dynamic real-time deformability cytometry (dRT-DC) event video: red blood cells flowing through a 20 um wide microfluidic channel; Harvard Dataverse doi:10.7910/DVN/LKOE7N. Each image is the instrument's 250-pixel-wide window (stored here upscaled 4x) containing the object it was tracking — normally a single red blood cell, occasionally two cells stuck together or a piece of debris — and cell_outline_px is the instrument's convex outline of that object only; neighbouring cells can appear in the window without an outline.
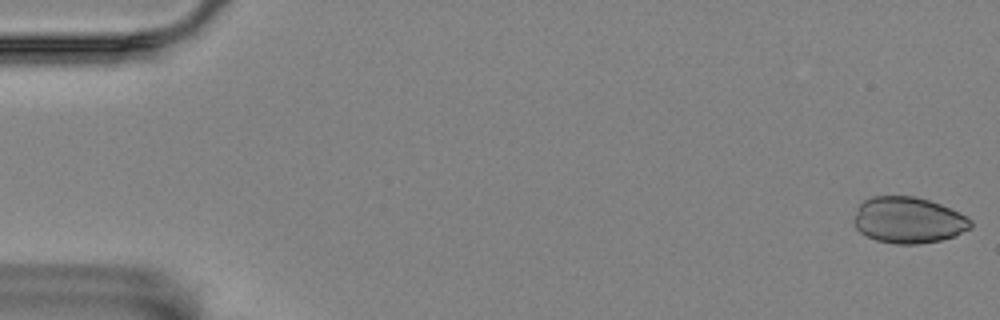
{"species": "Egyptian fruit bat (a non-hibernating species)", "species_latin": "Rousettus aegyptiacus", "temperature_condition": "room temperature", "stored_images_in_passage": 57, "camera_frame_rate_fps": 3000, "um_per_image_px": 0.085, "animal": {"sex": "female"}, "frame": {"image": 1, "passage_image": 1, "time_ms": 0.0, "image_size_px": [1000, 320], "cell_outline_px": [[972, 228], [952, 236], [940, 240], [920, 244], [896, 244], [876, 240], [860, 232], [852, 224], [852, 220], [860, 204], [864, 200], [872, 196], [916, 196], [940, 204], [972, 220]], "centroid_in_image_um": [77.17, 18.71], "position_along_channel_um": 7.8, "area_um2": 31.33}}
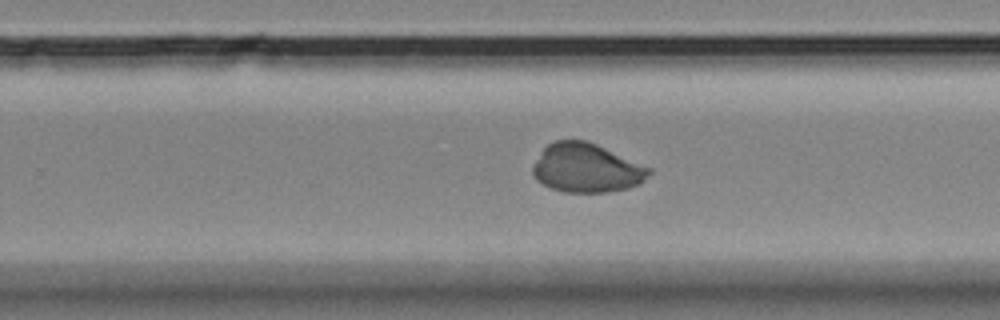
{"frame": {"image": 2, "passage_image": 36, "time_ms": 11.667, "image_size_px": [1000, 320], "cell_outline_px": [[652, 172], [640, 184], [628, 188], [608, 192], [564, 192], [552, 188], [536, 180], [532, 172], [532, 164], [540, 152], [548, 144], [556, 140], [588, 140], [652, 168]], "centroid_in_image_um": [49.85, 14.27], "position_along_channel_um": 279.9, "area_um2": 33.41}}
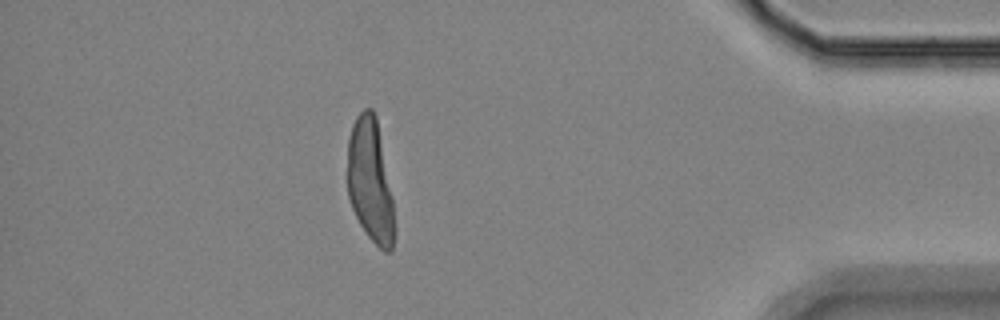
{"frame": {"image": 3, "passage_image": 50, "time_ms": 16.333, "image_size_px": [1000, 320], "cell_outline_px": [[396, 232], [392, 252], [384, 252], [368, 236], [360, 224], [352, 208], [348, 196], [348, 136], [352, 124], [356, 116], [364, 108], [372, 108], [376, 116], [392, 200], [396, 228]], "centroid_in_image_um": [31.47, 15.41], "position_along_channel_um": 403.7, "area_um2": 33.76}}